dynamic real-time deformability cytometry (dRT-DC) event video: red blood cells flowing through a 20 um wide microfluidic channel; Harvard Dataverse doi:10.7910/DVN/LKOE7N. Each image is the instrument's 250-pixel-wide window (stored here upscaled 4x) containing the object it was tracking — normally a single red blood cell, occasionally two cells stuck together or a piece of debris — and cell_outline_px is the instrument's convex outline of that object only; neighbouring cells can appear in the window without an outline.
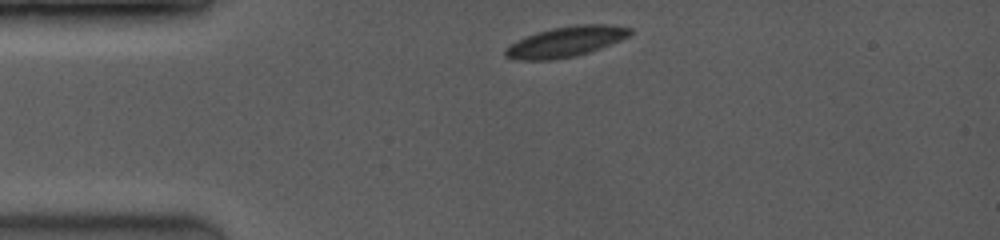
{"species": "common noctule bat (a hibernating species)", "species_latin": "Nyctalus noctula", "temperature_condition": "room temperature", "stored_images_in_passage": 4, "camera_frame_rate_fps": 3500, "um_per_image_px": 0.085, "animal": {"sex": "female", "body_mass_g": 19.0, "forearm_length_mm": 53.3}, "frame": {"image": 1, "passage_image": 1, "time_ms": 0.0, "image_size_px": [1000, 240], "cell_outline_px": [[632, 32], [628, 36], [620, 40], [600, 48], [576, 56], [552, 60], [516, 60], [504, 56], [504, 48], [536, 32], [552, 28], [580, 24], [604, 24], [632, 28]], "centroid_in_image_um": [48.08, 3.55], "position_along_channel_um": 36.9, "area_um2": 21.85}}